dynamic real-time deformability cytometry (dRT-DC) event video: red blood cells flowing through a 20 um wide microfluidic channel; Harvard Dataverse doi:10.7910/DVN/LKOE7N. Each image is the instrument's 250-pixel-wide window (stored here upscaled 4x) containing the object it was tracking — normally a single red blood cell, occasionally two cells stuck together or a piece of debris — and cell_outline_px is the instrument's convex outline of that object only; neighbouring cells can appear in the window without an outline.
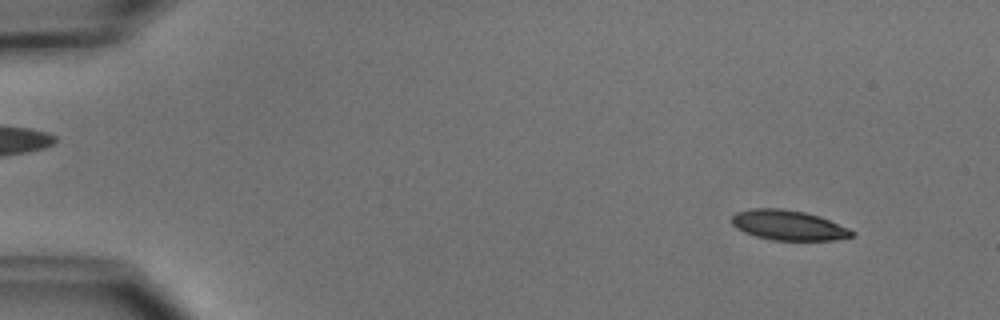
{"species": "common noctule bat (a hibernating species)", "species_latin": "Nyctalus noctula", "temperature_condition": "cold", "stored_images_in_passage": 4, "camera_frame_rate_fps": 3000, "um_per_image_px": 0.085, "animal": {"sex": "male", "body_mass_g": 15.6}, "frame": {"image": 1, "passage_image": 1, "time_ms": 0.0, "image_size_px": [1000, 320], "cell_outline_px": [[856, 236], [832, 240], [772, 240], [756, 236], [744, 232], [736, 228], [732, 224], [732, 216], [736, 212], [752, 208], [780, 208], [804, 212], [820, 216], [848, 228], [856, 232]], "centroid_in_image_um": [67.02, 19.14], "position_along_channel_um": 18.0, "area_um2": 21.04}}
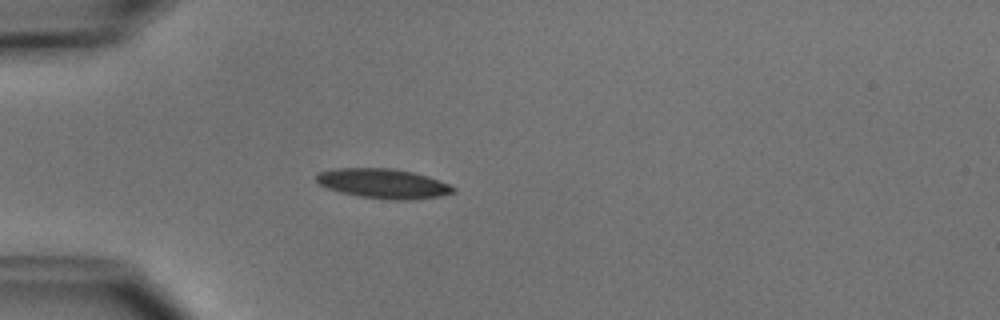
{"frame": {"image": 2, "passage_image": 4, "time_ms": 3.333, "image_size_px": [1000, 320], "cell_outline_px": [[456, 192], [440, 196], [408, 200], [392, 200], [360, 196], [340, 192], [328, 188], [320, 184], [316, 180], [316, 176], [320, 172], [332, 168], [396, 168], [428, 176], [440, 180], [456, 188]], "centroid_in_image_um": [32.6, 15.59], "position_along_channel_um": 52.4, "area_um2": 23.7}}